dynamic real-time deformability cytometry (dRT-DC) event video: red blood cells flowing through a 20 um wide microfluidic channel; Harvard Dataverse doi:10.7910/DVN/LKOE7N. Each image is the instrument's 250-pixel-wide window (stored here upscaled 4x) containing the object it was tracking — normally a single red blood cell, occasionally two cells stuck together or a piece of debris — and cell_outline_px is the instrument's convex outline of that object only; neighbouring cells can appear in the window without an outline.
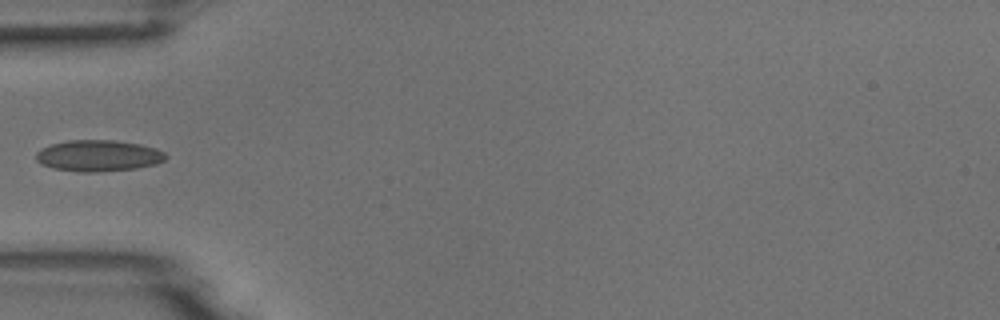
{"species": "common noctule bat (a hibernating species)", "species_latin": "Nyctalus noctula", "temperature_condition": "room temperature", "stored_images_in_passage": 6, "camera_frame_rate_fps": 3000, "um_per_image_px": 0.085, "animal": {"sex": "male", "body_mass_g": 18.8}, "frame": {"image": 1, "passage_image": 5, "time_ms": 4.667, "image_size_px": [1000, 320], "cell_outline_px": [[168, 156], [164, 160], [156, 164], [136, 168], [100, 172], [80, 172], [52, 168], [40, 164], [36, 160], [36, 152], [40, 148], [52, 144], [68, 140], [112, 140], [140, 144], [156, 148], [164, 152]], "centroid_in_image_um": [8.34, 13.24], "position_along_channel_um": 76.7, "area_um2": 23.81}}